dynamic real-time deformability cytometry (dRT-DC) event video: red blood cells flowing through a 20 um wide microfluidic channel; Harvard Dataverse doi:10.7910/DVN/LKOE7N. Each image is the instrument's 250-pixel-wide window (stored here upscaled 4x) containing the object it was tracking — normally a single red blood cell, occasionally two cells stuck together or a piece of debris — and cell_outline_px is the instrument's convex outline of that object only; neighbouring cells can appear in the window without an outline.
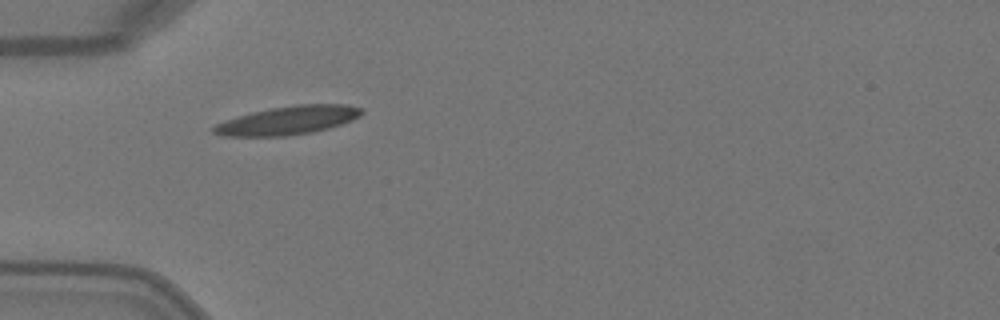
{"species": "Egyptian fruit bat (a non-hibernating species)", "species_latin": "Rousettus aegyptiacus", "temperature_condition": "warm", "stored_images_in_passage": 30, "camera_frame_rate_fps": 3000, "um_per_image_px": 0.085, "animal": {"sex": "female"}, "frame": {"image": 1, "passage_image": 1, "time_ms": 0.0, "image_size_px": [1000, 320], "cell_outline_px": [[364, 112], [360, 116], [352, 120], [328, 128], [312, 132], [284, 136], [224, 136], [212, 132], [212, 128], [216, 124], [252, 112], [268, 108], [296, 104], [344, 104], [364, 108]], "centroid_in_image_um": [24.52, 10.22], "position_along_channel_um": 60.5, "area_um2": 24.45}}
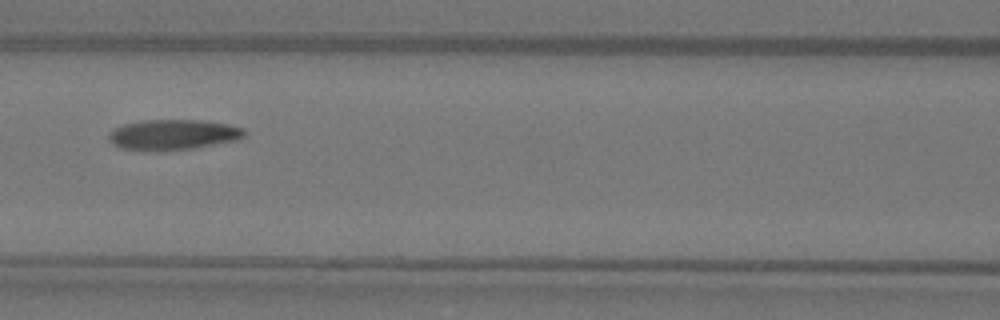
{"frame": {"image": 2, "passage_image": 8, "time_ms": 2.333, "image_size_px": [1000, 320], "cell_outline_px": [[244, 136], [240, 140], [192, 148], [160, 152], [120, 148], [112, 144], [108, 140], [108, 136], [116, 128], [124, 124], [140, 120], [200, 120], [228, 124], [244, 128]], "centroid_in_image_um": [14.71, 11.46], "position_along_channel_um": 151.9, "area_um2": 24.22}}
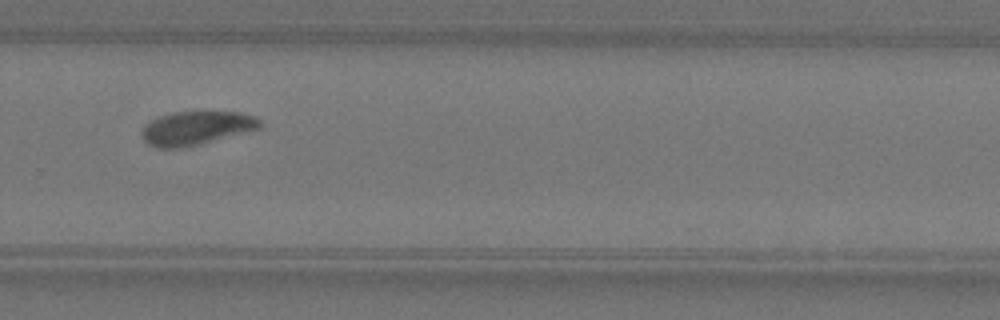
{"frame": {"image": 3, "passage_image": 20, "time_ms": 6.333, "image_size_px": [1000, 320], "cell_outline_px": [[260, 128], [180, 148], [156, 148], [148, 144], [144, 140], [140, 132], [144, 124], [160, 116], [172, 112], [240, 112], [252, 116], [260, 120]], "centroid_in_image_um": [16.6, 10.88], "position_along_channel_um": 313.2, "area_um2": 22.72}, "authors_computed_cell_mechanics": {"area_um2": 23.6402, "velocity_mm_per_s": 4.0516, "shape_relaxation_time_tau1_ms": 6.2593, "shape_relaxation_time_tau2_ms": null, "deformation_change_tau1": 0.1862, "deformation_change_tau2": null}}